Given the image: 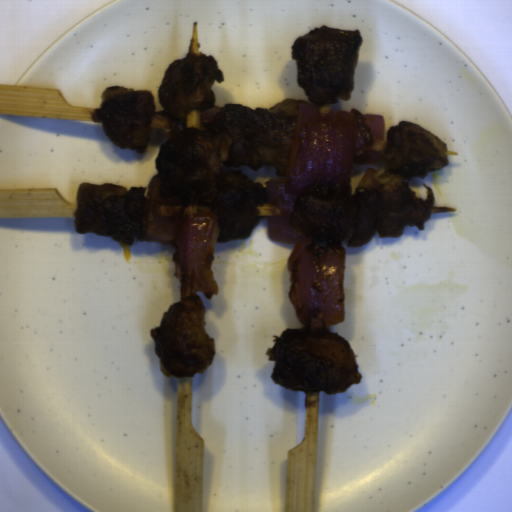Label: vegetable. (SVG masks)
Segmentation results:
<instances>
[{"label":"vegetable","mask_w":512,"mask_h":512,"mask_svg":"<svg viewBox=\"0 0 512 512\" xmlns=\"http://www.w3.org/2000/svg\"><path fill=\"white\" fill-rule=\"evenodd\" d=\"M377 141H385V115L359 108L321 114L316 105H299L285 175L264 181L267 200L281 208L280 216H267L268 239L295 244L287 263L288 298L305 326L317 311L329 329L345 320L347 253L346 245L330 247L323 258L309 253L312 240L290 225L295 204L313 183L350 185L354 165L380 163Z\"/></svg>","instance_id":"obj_1"},{"label":"vegetable","mask_w":512,"mask_h":512,"mask_svg":"<svg viewBox=\"0 0 512 512\" xmlns=\"http://www.w3.org/2000/svg\"><path fill=\"white\" fill-rule=\"evenodd\" d=\"M159 173L151 177L147 194V210L143 217V240L173 244L174 274L178 280L190 283L192 290L201 292L209 301L219 297L220 290L211 270L215 261L214 248L220 234L218 216L198 209L183 217H162L161 206H185L177 197L161 196Z\"/></svg>","instance_id":"obj_2"}]
</instances>
